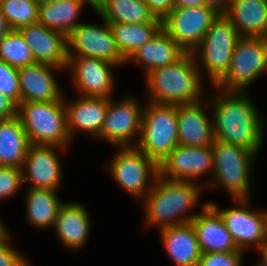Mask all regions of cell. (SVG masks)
I'll list each match as a JSON object with an SVG mask.
<instances>
[{"label": "cell", "mask_w": 267, "mask_h": 266, "mask_svg": "<svg viewBox=\"0 0 267 266\" xmlns=\"http://www.w3.org/2000/svg\"><path fill=\"white\" fill-rule=\"evenodd\" d=\"M209 98L213 107V133L219 141L241 146L253 153L261 149L263 120L254 103L243 91H225Z\"/></svg>", "instance_id": "1"}, {"label": "cell", "mask_w": 267, "mask_h": 266, "mask_svg": "<svg viewBox=\"0 0 267 266\" xmlns=\"http://www.w3.org/2000/svg\"><path fill=\"white\" fill-rule=\"evenodd\" d=\"M152 182L151 190L141 200L145 204L147 226L172 227L188 223L197 215L184 214L198 202L202 186L195 181H174L159 175Z\"/></svg>", "instance_id": "2"}, {"label": "cell", "mask_w": 267, "mask_h": 266, "mask_svg": "<svg viewBox=\"0 0 267 266\" xmlns=\"http://www.w3.org/2000/svg\"><path fill=\"white\" fill-rule=\"evenodd\" d=\"M194 57L192 52H186L173 64L149 72V101L176 106L200 102L203 81Z\"/></svg>", "instance_id": "3"}, {"label": "cell", "mask_w": 267, "mask_h": 266, "mask_svg": "<svg viewBox=\"0 0 267 266\" xmlns=\"http://www.w3.org/2000/svg\"><path fill=\"white\" fill-rule=\"evenodd\" d=\"M64 97L51 102H21L18 116L30 144L66 148L72 141L67 129Z\"/></svg>", "instance_id": "4"}, {"label": "cell", "mask_w": 267, "mask_h": 266, "mask_svg": "<svg viewBox=\"0 0 267 266\" xmlns=\"http://www.w3.org/2000/svg\"><path fill=\"white\" fill-rule=\"evenodd\" d=\"M147 105L135 147L159 165L179 145L177 106L151 101Z\"/></svg>", "instance_id": "5"}, {"label": "cell", "mask_w": 267, "mask_h": 266, "mask_svg": "<svg viewBox=\"0 0 267 266\" xmlns=\"http://www.w3.org/2000/svg\"><path fill=\"white\" fill-rule=\"evenodd\" d=\"M213 180L224 186L234 199H248L251 166L255 153L237 145L214 140ZM255 155V156H254Z\"/></svg>", "instance_id": "6"}, {"label": "cell", "mask_w": 267, "mask_h": 266, "mask_svg": "<svg viewBox=\"0 0 267 266\" xmlns=\"http://www.w3.org/2000/svg\"><path fill=\"white\" fill-rule=\"evenodd\" d=\"M240 38L232 22L224 15L219 14L211 23L200 44L193 50L195 56L199 53L202 65L208 72L213 86L227 73L234 48Z\"/></svg>", "instance_id": "7"}, {"label": "cell", "mask_w": 267, "mask_h": 266, "mask_svg": "<svg viewBox=\"0 0 267 266\" xmlns=\"http://www.w3.org/2000/svg\"><path fill=\"white\" fill-rule=\"evenodd\" d=\"M266 69L267 38L240 37L226 75L214 87L222 91H245Z\"/></svg>", "instance_id": "8"}, {"label": "cell", "mask_w": 267, "mask_h": 266, "mask_svg": "<svg viewBox=\"0 0 267 266\" xmlns=\"http://www.w3.org/2000/svg\"><path fill=\"white\" fill-rule=\"evenodd\" d=\"M119 149L107 170L123 189L142 200L152 188L150 175L153 180L159 175L158 164L136 147Z\"/></svg>", "instance_id": "9"}, {"label": "cell", "mask_w": 267, "mask_h": 266, "mask_svg": "<svg viewBox=\"0 0 267 266\" xmlns=\"http://www.w3.org/2000/svg\"><path fill=\"white\" fill-rule=\"evenodd\" d=\"M218 15L207 5L174 8L162 20V28L185 52H193Z\"/></svg>", "instance_id": "10"}, {"label": "cell", "mask_w": 267, "mask_h": 266, "mask_svg": "<svg viewBox=\"0 0 267 266\" xmlns=\"http://www.w3.org/2000/svg\"><path fill=\"white\" fill-rule=\"evenodd\" d=\"M103 22L102 27L78 24L67 36L68 56H86L100 58L117 65L125 64L127 61L117 48L109 23L105 20Z\"/></svg>", "instance_id": "11"}, {"label": "cell", "mask_w": 267, "mask_h": 266, "mask_svg": "<svg viewBox=\"0 0 267 266\" xmlns=\"http://www.w3.org/2000/svg\"><path fill=\"white\" fill-rule=\"evenodd\" d=\"M247 200L236 199L239 206L223 210H220L213 201L208 202L220 214L225 227L241 251L250 247L251 243L258 248L266 241L267 234L266 211L252 212L248 208Z\"/></svg>", "instance_id": "12"}, {"label": "cell", "mask_w": 267, "mask_h": 266, "mask_svg": "<svg viewBox=\"0 0 267 266\" xmlns=\"http://www.w3.org/2000/svg\"><path fill=\"white\" fill-rule=\"evenodd\" d=\"M135 98L122 99L113 104L109 98L108 110L98 136L115 147H135L133 138L140 136L143 109Z\"/></svg>", "instance_id": "13"}, {"label": "cell", "mask_w": 267, "mask_h": 266, "mask_svg": "<svg viewBox=\"0 0 267 266\" xmlns=\"http://www.w3.org/2000/svg\"><path fill=\"white\" fill-rule=\"evenodd\" d=\"M159 176L174 181H194L205 173L213 174L212 146L177 145L158 165Z\"/></svg>", "instance_id": "14"}, {"label": "cell", "mask_w": 267, "mask_h": 266, "mask_svg": "<svg viewBox=\"0 0 267 266\" xmlns=\"http://www.w3.org/2000/svg\"><path fill=\"white\" fill-rule=\"evenodd\" d=\"M110 66L118 65L100 58L68 56L67 69L72 67L73 81L84 97L111 98L114 80Z\"/></svg>", "instance_id": "15"}, {"label": "cell", "mask_w": 267, "mask_h": 266, "mask_svg": "<svg viewBox=\"0 0 267 266\" xmlns=\"http://www.w3.org/2000/svg\"><path fill=\"white\" fill-rule=\"evenodd\" d=\"M57 148L65 150L58 146L29 145L22 166L23 183L32 184L31 188H47L55 191L58 189L62 183V169L59 158L54 152Z\"/></svg>", "instance_id": "16"}, {"label": "cell", "mask_w": 267, "mask_h": 266, "mask_svg": "<svg viewBox=\"0 0 267 266\" xmlns=\"http://www.w3.org/2000/svg\"><path fill=\"white\" fill-rule=\"evenodd\" d=\"M18 31L30 47L35 62L67 68L68 43L65 34L48 29L38 22L21 27Z\"/></svg>", "instance_id": "17"}, {"label": "cell", "mask_w": 267, "mask_h": 266, "mask_svg": "<svg viewBox=\"0 0 267 266\" xmlns=\"http://www.w3.org/2000/svg\"><path fill=\"white\" fill-rule=\"evenodd\" d=\"M199 242L202 254L222 252H243L236 246L224 225L220 214L208 203L202 212L190 221Z\"/></svg>", "instance_id": "18"}, {"label": "cell", "mask_w": 267, "mask_h": 266, "mask_svg": "<svg viewBox=\"0 0 267 266\" xmlns=\"http://www.w3.org/2000/svg\"><path fill=\"white\" fill-rule=\"evenodd\" d=\"M52 68L58 67L35 62L18 68L21 102H51L63 97Z\"/></svg>", "instance_id": "19"}, {"label": "cell", "mask_w": 267, "mask_h": 266, "mask_svg": "<svg viewBox=\"0 0 267 266\" xmlns=\"http://www.w3.org/2000/svg\"><path fill=\"white\" fill-rule=\"evenodd\" d=\"M79 98L72 103L64 102L70 138L72 140L78 130L89 132L90 136L97 138L108 110L109 98L84 96Z\"/></svg>", "instance_id": "20"}, {"label": "cell", "mask_w": 267, "mask_h": 266, "mask_svg": "<svg viewBox=\"0 0 267 266\" xmlns=\"http://www.w3.org/2000/svg\"><path fill=\"white\" fill-rule=\"evenodd\" d=\"M201 101L177 106L179 145L191 147L212 146L215 138L213 122L204 113Z\"/></svg>", "instance_id": "21"}, {"label": "cell", "mask_w": 267, "mask_h": 266, "mask_svg": "<svg viewBox=\"0 0 267 266\" xmlns=\"http://www.w3.org/2000/svg\"><path fill=\"white\" fill-rule=\"evenodd\" d=\"M161 240L176 266H198L202 252L191 222L160 229Z\"/></svg>", "instance_id": "22"}, {"label": "cell", "mask_w": 267, "mask_h": 266, "mask_svg": "<svg viewBox=\"0 0 267 266\" xmlns=\"http://www.w3.org/2000/svg\"><path fill=\"white\" fill-rule=\"evenodd\" d=\"M224 15L240 37L267 38V0H231Z\"/></svg>", "instance_id": "23"}, {"label": "cell", "mask_w": 267, "mask_h": 266, "mask_svg": "<svg viewBox=\"0 0 267 266\" xmlns=\"http://www.w3.org/2000/svg\"><path fill=\"white\" fill-rule=\"evenodd\" d=\"M54 228L64 246L78 249L84 246L90 231L88 211L80 203L67 202L61 206Z\"/></svg>", "instance_id": "24"}, {"label": "cell", "mask_w": 267, "mask_h": 266, "mask_svg": "<svg viewBox=\"0 0 267 266\" xmlns=\"http://www.w3.org/2000/svg\"><path fill=\"white\" fill-rule=\"evenodd\" d=\"M185 53V50L162 28L155 37L136 50L126 61L141 63L147 75L154 69L173 64Z\"/></svg>", "instance_id": "25"}, {"label": "cell", "mask_w": 267, "mask_h": 266, "mask_svg": "<svg viewBox=\"0 0 267 266\" xmlns=\"http://www.w3.org/2000/svg\"><path fill=\"white\" fill-rule=\"evenodd\" d=\"M29 145L18 115L0 120V166L22 168Z\"/></svg>", "instance_id": "26"}, {"label": "cell", "mask_w": 267, "mask_h": 266, "mask_svg": "<svg viewBox=\"0 0 267 266\" xmlns=\"http://www.w3.org/2000/svg\"><path fill=\"white\" fill-rule=\"evenodd\" d=\"M85 3L81 0H55L38 6V23L68 36L80 24L76 19Z\"/></svg>", "instance_id": "27"}, {"label": "cell", "mask_w": 267, "mask_h": 266, "mask_svg": "<svg viewBox=\"0 0 267 266\" xmlns=\"http://www.w3.org/2000/svg\"><path fill=\"white\" fill-rule=\"evenodd\" d=\"M117 48L127 60L162 29V22L109 23Z\"/></svg>", "instance_id": "28"}, {"label": "cell", "mask_w": 267, "mask_h": 266, "mask_svg": "<svg viewBox=\"0 0 267 266\" xmlns=\"http://www.w3.org/2000/svg\"><path fill=\"white\" fill-rule=\"evenodd\" d=\"M62 205L55 190L30 187L26 199L27 220L37 228L54 227Z\"/></svg>", "instance_id": "29"}, {"label": "cell", "mask_w": 267, "mask_h": 266, "mask_svg": "<svg viewBox=\"0 0 267 266\" xmlns=\"http://www.w3.org/2000/svg\"><path fill=\"white\" fill-rule=\"evenodd\" d=\"M96 11L107 23L162 22L143 0H104Z\"/></svg>", "instance_id": "30"}, {"label": "cell", "mask_w": 267, "mask_h": 266, "mask_svg": "<svg viewBox=\"0 0 267 266\" xmlns=\"http://www.w3.org/2000/svg\"><path fill=\"white\" fill-rule=\"evenodd\" d=\"M0 60L16 68L35 63L30 47L18 30H10L0 38Z\"/></svg>", "instance_id": "31"}, {"label": "cell", "mask_w": 267, "mask_h": 266, "mask_svg": "<svg viewBox=\"0 0 267 266\" xmlns=\"http://www.w3.org/2000/svg\"><path fill=\"white\" fill-rule=\"evenodd\" d=\"M0 8L11 30L38 22V5L34 0H0Z\"/></svg>", "instance_id": "32"}, {"label": "cell", "mask_w": 267, "mask_h": 266, "mask_svg": "<svg viewBox=\"0 0 267 266\" xmlns=\"http://www.w3.org/2000/svg\"><path fill=\"white\" fill-rule=\"evenodd\" d=\"M0 92L11 98L17 105L21 103L18 68L0 60Z\"/></svg>", "instance_id": "33"}, {"label": "cell", "mask_w": 267, "mask_h": 266, "mask_svg": "<svg viewBox=\"0 0 267 266\" xmlns=\"http://www.w3.org/2000/svg\"><path fill=\"white\" fill-rule=\"evenodd\" d=\"M22 168L0 166V199L14 196L23 184Z\"/></svg>", "instance_id": "34"}, {"label": "cell", "mask_w": 267, "mask_h": 266, "mask_svg": "<svg viewBox=\"0 0 267 266\" xmlns=\"http://www.w3.org/2000/svg\"><path fill=\"white\" fill-rule=\"evenodd\" d=\"M244 252L205 253L198 266H241Z\"/></svg>", "instance_id": "35"}, {"label": "cell", "mask_w": 267, "mask_h": 266, "mask_svg": "<svg viewBox=\"0 0 267 266\" xmlns=\"http://www.w3.org/2000/svg\"><path fill=\"white\" fill-rule=\"evenodd\" d=\"M6 230L0 236V266H30L22 254L11 248L8 240L11 237Z\"/></svg>", "instance_id": "36"}, {"label": "cell", "mask_w": 267, "mask_h": 266, "mask_svg": "<svg viewBox=\"0 0 267 266\" xmlns=\"http://www.w3.org/2000/svg\"><path fill=\"white\" fill-rule=\"evenodd\" d=\"M155 18L161 21L174 9V0H143Z\"/></svg>", "instance_id": "37"}, {"label": "cell", "mask_w": 267, "mask_h": 266, "mask_svg": "<svg viewBox=\"0 0 267 266\" xmlns=\"http://www.w3.org/2000/svg\"><path fill=\"white\" fill-rule=\"evenodd\" d=\"M18 115V105L8 96L0 92V120Z\"/></svg>", "instance_id": "38"}, {"label": "cell", "mask_w": 267, "mask_h": 266, "mask_svg": "<svg viewBox=\"0 0 267 266\" xmlns=\"http://www.w3.org/2000/svg\"><path fill=\"white\" fill-rule=\"evenodd\" d=\"M208 7L213 8L218 14H225L231 0H205Z\"/></svg>", "instance_id": "39"}, {"label": "cell", "mask_w": 267, "mask_h": 266, "mask_svg": "<svg viewBox=\"0 0 267 266\" xmlns=\"http://www.w3.org/2000/svg\"><path fill=\"white\" fill-rule=\"evenodd\" d=\"M206 5L205 0H174V8Z\"/></svg>", "instance_id": "40"}, {"label": "cell", "mask_w": 267, "mask_h": 266, "mask_svg": "<svg viewBox=\"0 0 267 266\" xmlns=\"http://www.w3.org/2000/svg\"><path fill=\"white\" fill-rule=\"evenodd\" d=\"M10 27L7 24L6 19L4 18V15L0 8V38L6 35L10 31Z\"/></svg>", "instance_id": "41"}, {"label": "cell", "mask_w": 267, "mask_h": 266, "mask_svg": "<svg viewBox=\"0 0 267 266\" xmlns=\"http://www.w3.org/2000/svg\"><path fill=\"white\" fill-rule=\"evenodd\" d=\"M257 249H259V253H261V262L259 263L262 266H267V240L261 244Z\"/></svg>", "instance_id": "42"}, {"label": "cell", "mask_w": 267, "mask_h": 266, "mask_svg": "<svg viewBox=\"0 0 267 266\" xmlns=\"http://www.w3.org/2000/svg\"><path fill=\"white\" fill-rule=\"evenodd\" d=\"M84 3L91 4V7L95 9V11L103 4L104 0H81Z\"/></svg>", "instance_id": "43"}, {"label": "cell", "mask_w": 267, "mask_h": 266, "mask_svg": "<svg viewBox=\"0 0 267 266\" xmlns=\"http://www.w3.org/2000/svg\"><path fill=\"white\" fill-rule=\"evenodd\" d=\"M38 6L43 5V4H47V3H51L54 2L55 0H34Z\"/></svg>", "instance_id": "44"}, {"label": "cell", "mask_w": 267, "mask_h": 266, "mask_svg": "<svg viewBox=\"0 0 267 266\" xmlns=\"http://www.w3.org/2000/svg\"><path fill=\"white\" fill-rule=\"evenodd\" d=\"M5 228L6 227H4L3 223L0 221V236L7 230Z\"/></svg>", "instance_id": "45"}, {"label": "cell", "mask_w": 267, "mask_h": 266, "mask_svg": "<svg viewBox=\"0 0 267 266\" xmlns=\"http://www.w3.org/2000/svg\"><path fill=\"white\" fill-rule=\"evenodd\" d=\"M266 224H267V212H266ZM266 240H267V234H266Z\"/></svg>", "instance_id": "46"}]
</instances>
